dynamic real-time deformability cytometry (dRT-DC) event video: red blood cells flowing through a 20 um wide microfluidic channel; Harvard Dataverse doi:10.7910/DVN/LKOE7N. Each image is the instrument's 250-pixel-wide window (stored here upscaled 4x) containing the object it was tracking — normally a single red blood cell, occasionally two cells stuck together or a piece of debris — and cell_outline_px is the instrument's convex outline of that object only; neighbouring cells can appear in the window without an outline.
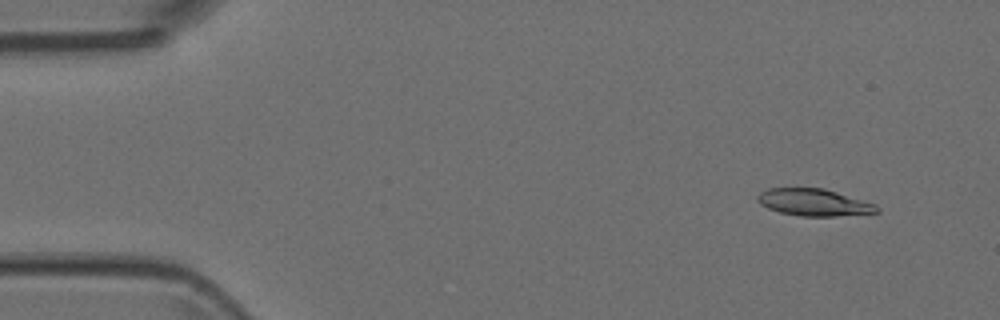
{"species": "Egyptian fruit bat (a non-hibernating species)", "species_latin": "Rousettus aegyptiacus", "temperature_condition": "room temperature", "stored_images_in_passage": 7, "camera_frame_rate_fps": 3000, "um_per_image_px": 0.085, "animal": {"sex": "female"}, "frame": {"image": 1, "passage_image": 2, "time_ms": 0.333, "image_size_px": [1000, 320], "cell_outline_px": [[880, 212], [836, 216], [800, 216], [780, 212], [768, 208], [760, 204], [756, 200], [756, 196], [760, 192], [768, 188], [824, 188], [876, 204], [880, 208]], "centroid_in_image_um": [69.17, 17.2], "position_along_channel_um": 15.8, "area_um2": 18.84}}
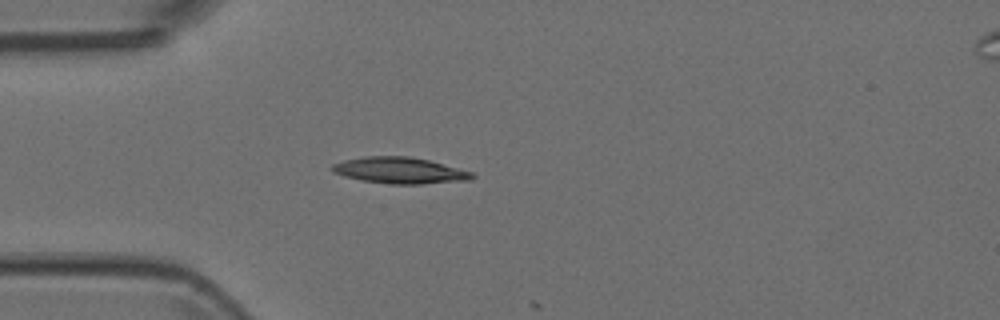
{"frame": {"image": 2, "passage_image": 5, "time_ms": 1.333, "image_size_px": [1000, 320], "cell_outline_px": [[476, 176], [468, 180], [420, 184], [392, 184], [360, 180], [344, 176], [332, 172], [332, 164], [344, 160], [364, 156], [408, 156], [428, 160], [472, 172]], "centroid_in_image_um": [33.94, 14.48], "position_along_channel_um": 51.1, "area_um2": 21.27}}